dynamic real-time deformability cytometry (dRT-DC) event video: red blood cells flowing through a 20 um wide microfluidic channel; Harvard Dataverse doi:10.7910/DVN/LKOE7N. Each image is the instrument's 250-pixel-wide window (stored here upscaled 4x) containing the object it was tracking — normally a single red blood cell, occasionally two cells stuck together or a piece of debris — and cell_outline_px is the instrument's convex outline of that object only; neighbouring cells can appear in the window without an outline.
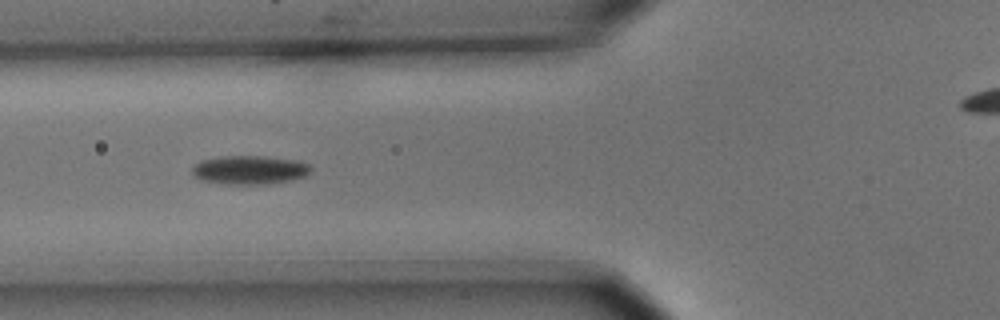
{"species": "common noctule bat (a hibernating species)", "species_latin": "Nyctalus noctula", "temperature_condition": "cold", "stored_images_in_passage": 15, "camera_frame_rate_fps": 3000, "um_per_image_px": 0.085, "animal": {"sex": "male", "body_mass_g": 15.6}, "frame": {"image": 1, "passage_image": 5, "time_ms": 1.333, "image_size_px": [1000, 320], "cell_outline_px": [[312, 168], [304, 176], [292, 180], [268, 184], [224, 184], [204, 180], [196, 176], [192, 172], [192, 168], [200, 160], [224, 156], [264, 156], [296, 160], [308, 164]], "centroid_in_image_um": [21.23, 14.44], "position_along_channel_um": 104.6, "area_um2": 19.71}}
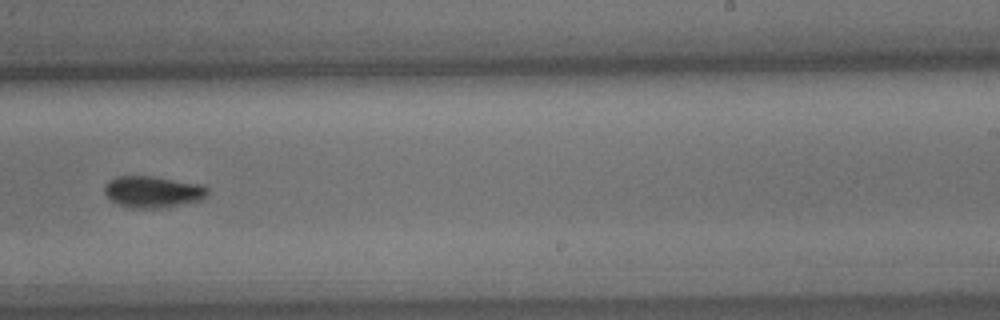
{"frame": {"image": 2, "passage_image": 9, "time_ms": 2.667, "image_size_px": [1000, 320], "cell_outline_px": [[208, 192], [200, 200], [184, 204], [160, 208], [132, 208], [120, 204], [112, 200], [104, 192], [104, 184], [108, 180], [116, 176], [152, 176], [204, 184], [208, 188]], "centroid_in_image_um": [12.99, 16.29], "position_along_channel_um": 276.0, "area_um2": 19.02}}
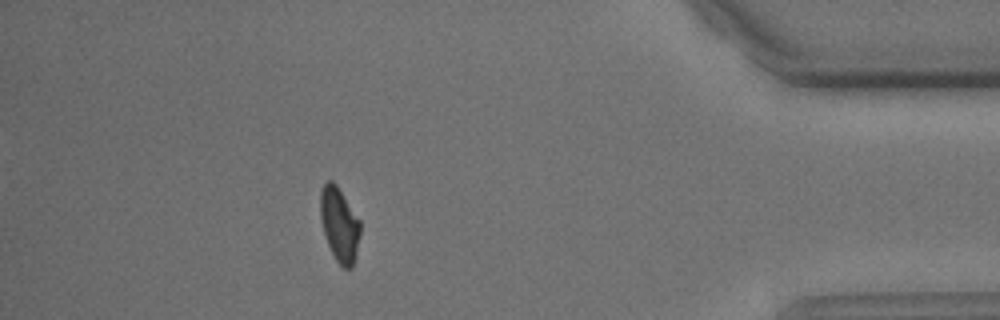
{"frame": {"image": 3, "passage_image": 13, "time_ms": 4.0, "image_size_px": [1000, 320], "cell_outline_px": [[360, 232], [356, 256], [352, 268], [344, 268], [336, 260], [328, 244], [324, 232], [320, 216], [320, 192], [324, 184], [328, 180], [332, 180], [336, 184], [360, 220]], "centroid_in_image_um": [28.85, 19.08], "position_along_channel_um": 406.3, "area_um2": 17.11}}